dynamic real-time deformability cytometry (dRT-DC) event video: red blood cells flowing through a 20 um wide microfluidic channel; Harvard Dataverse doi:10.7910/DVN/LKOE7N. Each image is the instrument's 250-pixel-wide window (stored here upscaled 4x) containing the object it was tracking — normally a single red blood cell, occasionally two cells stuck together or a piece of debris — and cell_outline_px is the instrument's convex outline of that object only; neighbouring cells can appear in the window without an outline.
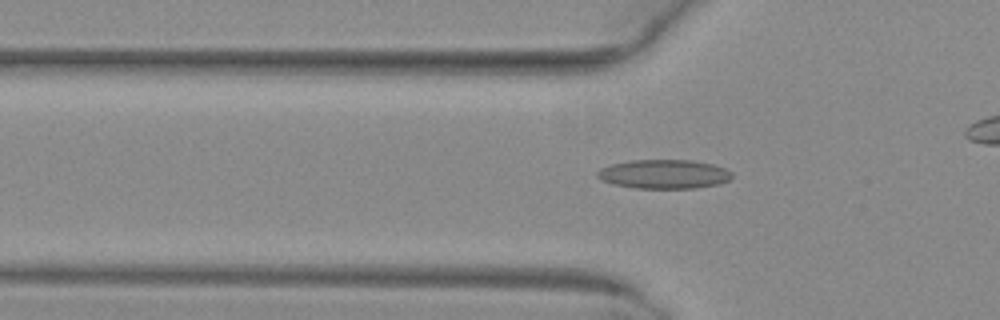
{"species": "common noctule bat (a hibernating species)", "species_latin": "Nyctalus noctula", "temperature_condition": "warm", "stored_images_in_passage": 30, "camera_frame_rate_fps": 3000, "um_per_image_px": 0.085, "animal": {"sex": "female", "body_mass_g": 29.2, "forearm_length_mm": 56.3}, "frame": {"image": 1, "passage_image": 5, "time_ms": 1.333, "image_size_px": [1000, 320], "cell_outline_px": [[732, 176], [728, 180], [716, 184], [696, 188], [636, 188], [612, 184], [596, 176], [596, 172], [600, 168], [612, 164], [632, 160], [692, 160], [712, 164], [724, 168], [732, 172]], "centroid_in_image_um": [56.42, 14.79], "position_along_channel_um": 69.4, "area_um2": 22.66}}
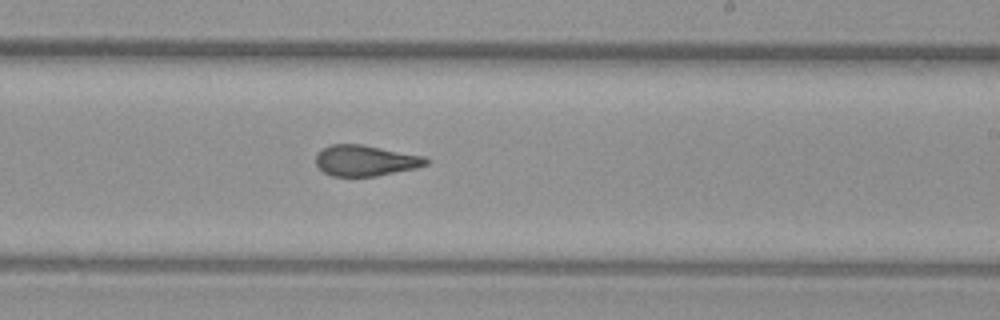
{"frame": {"image": 2, "passage_image": 19, "time_ms": 6.0, "image_size_px": [1000, 320], "cell_outline_px": [[428, 164], [416, 168], [376, 176], [332, 176], [324, 172], [316, 164], [316, 156], [324, 148], [332, 144], [364, 144], [424, 156], [428, 160]], "centroid_in_image_um": [31.08, 13.64], "position_along_channel_um": 257.9, "area_um2": 19.71}}
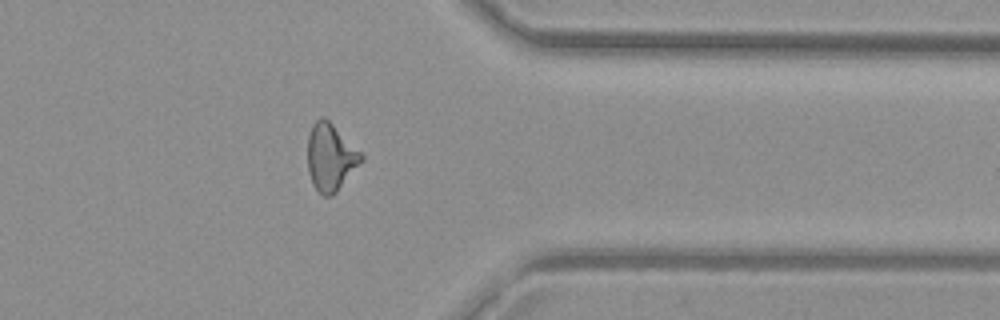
{"frame": {"image": 3, "passage_image": 29, "time_ms": 9.333, "image_size_px": [1000, 320], "cell_outline_px": [[364, 160], [336, 192], [332, 196], [324, 196], [316, 192], [312, 184], [308, 172], [308, 136], [312, 124], [320, 116], [324, 116], [364, 156]], "centroid_in_image_um": [28.07, 13.39], "position_along_channel_um": 383.3, "area_um2": 20.98}}